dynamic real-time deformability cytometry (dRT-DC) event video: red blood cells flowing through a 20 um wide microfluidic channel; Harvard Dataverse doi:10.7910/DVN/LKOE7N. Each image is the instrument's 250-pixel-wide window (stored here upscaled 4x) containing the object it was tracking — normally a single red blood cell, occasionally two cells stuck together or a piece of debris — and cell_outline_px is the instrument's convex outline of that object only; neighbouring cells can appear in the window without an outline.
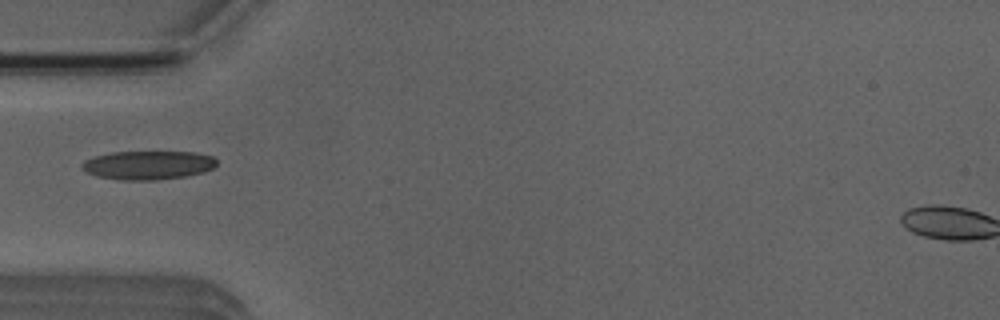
{"species": "Egyptian fruit bat (a non-hibernating species)", "species_latin": "Rousettus aegyptiacus", "temperature_condition": "room temperature", "stored_images_in_passage": 2, "camera_frame_rate_fps": 3000, "um_per_image_px": 0.085, "animal": {"sex": "male"}, "frame": {"image": 1, "passage_image": 2, "time_ms": 1.0, "image_size_px": [1000, 320], "cell_outline_px": [[216, 164], [212, 168], [204, 172], [184, 176], [156, 180], [124, 180], [96, 176], [84, 172], [80, 168], [80, 164], [84, 160], [96, 156], [112, 152], [196, 152], [212, 156], [216, 160]], "centroid_in_image_um": [12.54, 14.04], "position_along_channel_um": 72.5, "area_um2": 22.6}}